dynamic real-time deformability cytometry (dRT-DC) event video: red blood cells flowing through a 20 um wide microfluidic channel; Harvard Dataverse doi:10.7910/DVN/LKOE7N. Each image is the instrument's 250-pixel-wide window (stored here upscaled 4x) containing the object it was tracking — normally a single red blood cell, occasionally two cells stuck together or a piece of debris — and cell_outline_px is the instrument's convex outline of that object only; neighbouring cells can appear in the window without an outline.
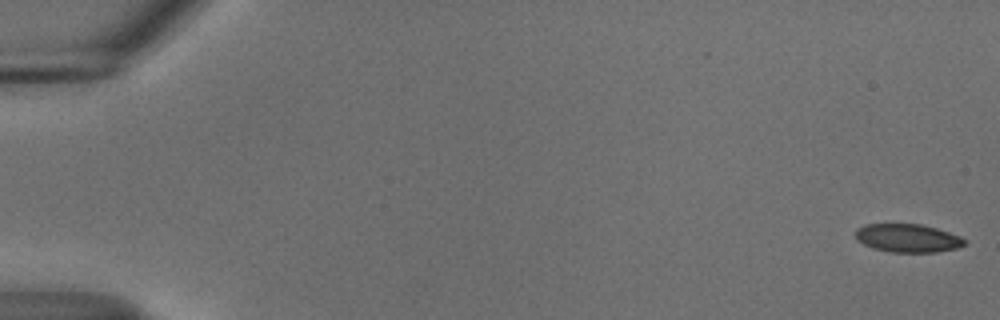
{"species": "common noctule bat (a hibernating species)", "species_latin": "Nyctalus noctula", "temperature_condition": "cold", "stored_images_in_passage": 55, "camera_frame_rate_fps": 3000, "um_per_image_px": 0.085, "animal": {"sex": "male", "body_mass_g": 18.8}, "frame": {"image": 1, "passage_image": 1, "time_ms": 0.0, "image_size_px": [1000, 320], "cell_outline_px": [[964, 244], [956, 248], [936, 252], [888, 252], [872, 248], [856, 240], [856, 228], [864, 224], [920, 224], [936, 228], [960, 236], [964, 240]], "centroid_in_image_um": [77.1, 20.24], "position_along_channel_um": 7.9, "area_um2": 17.92}}
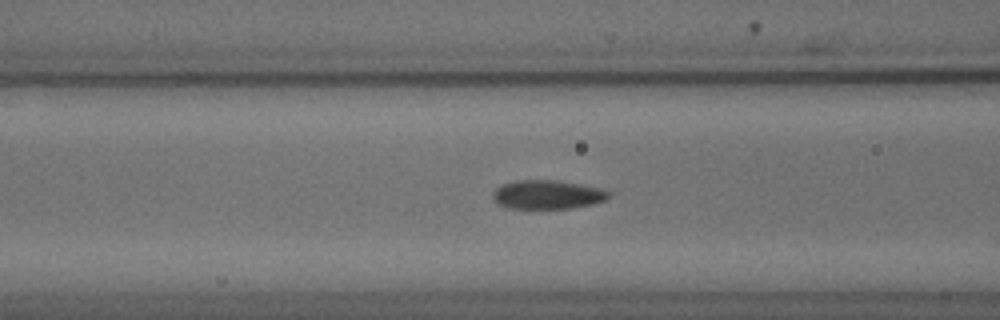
{"frame": {"image": 2, "passage_image": 23, "time_ms": 7.333, "image_size_px": [1000, 320], "cell_outline_px": [[612, 196], [608, 200], [592, 204], [572, 208], [508, 208], [496, 204], [492, 200], [492, 192], [496, 188], [504, 184], [516, 180], [556, 180], [604, 188]], "centroid_in_image_um": [46.54, 16.54], "position_along_channel_um": 120.1, "area_um2": 19.77}}
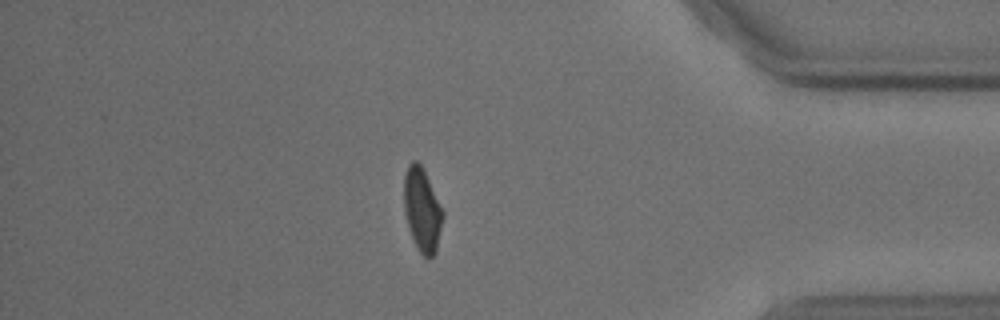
{"frame": {"image": 3, "passage_image": 48, "time_ms": 15.667, "image_size_px": [1000, 320], "cell_outline_px": [[444, 216], [436, 252], [428, 260], [420, 252], [412, 236], [404, 212], [404, 172], [408, 164], [412, 160], [416, 160], [424, 168], [444, 212]], "centroid_in_image_um": [35.89, 17.79], "position_along_channel_um": 399.3, "area_um2": 19.07}, "authors_computed_cell_mechanics": {"area_um2": 19.5364, "velocity_mm_per_s": 3.6864, "shape_relaxation_time_tau1_ms": 6.4008, "shape_relaxation_time_tau2_ms": 10.0468, "deformation_change_tau1": 0.1374, "deformation_change_tau2": 0.0982}}